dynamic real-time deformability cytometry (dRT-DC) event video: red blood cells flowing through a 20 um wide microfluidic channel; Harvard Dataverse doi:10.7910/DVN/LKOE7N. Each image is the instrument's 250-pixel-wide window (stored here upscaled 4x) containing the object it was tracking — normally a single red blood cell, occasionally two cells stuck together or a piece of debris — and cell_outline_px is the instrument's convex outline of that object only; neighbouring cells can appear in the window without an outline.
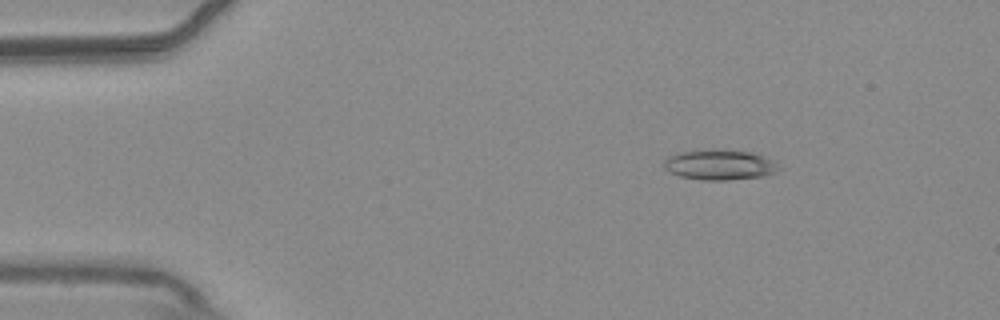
{"species": "common noctule bat (a hibernating species)", "species_latin": "Nyctalus noctula", "temperature_condition": "warm", "stored_images_in_passage": 56, "camera_frame_rate_fps": 3000, "um_per_image_px": 0.085, "animal": {"sex": "male", "body_mass_g": 20.4}, "frame": {"image": 1, "passage_image": 9, "time_ms": 2.667, "image_size_px": [1000, 320], "cell_outline_px": [[784, 168], [776, 172], [764, 176], [724, 180], [704, 180], [680, 176], [664, 168], [664, 160], [668, 156], [684, 152], [756, 152], [764, 156]], "centroid_in_image_um": [61.24, 14.05], "position_along_channel_um": 23.8, "area_um2": 19.36}}
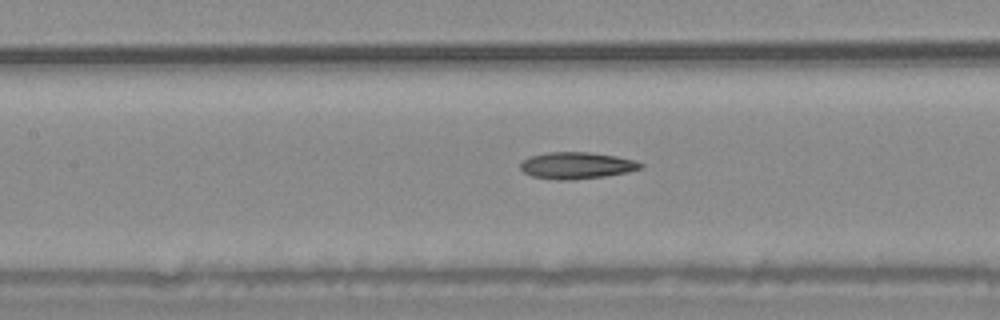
{"frame": {"image": 2, "passage_image": 26, "time_ms": 8.333, "image_size_px": [1000, 320], "cell_outline_px": [[644, 168], [628, 172], [604, 176], [572, 180], [560, 180], [532, 176], [524, 172], [520, 168], [520, 164], [524, 160], [532, 156], [548, 152], [588, 152], [616, 156], [636, 160], [644, 164]], "centroid_in_image_um": [49.07, 14.06], "position_along_channel_um": 158.3, "area_um2": 18.67}}
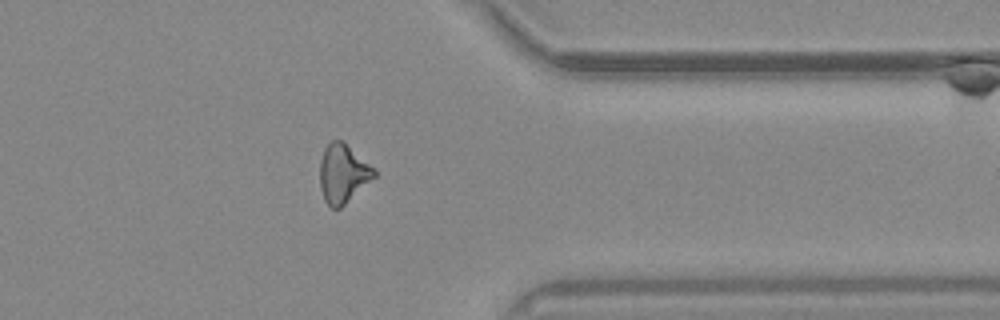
{"frame": {"image": 3, "passage_image": 45, "time_ms": 14.667, "image_size_px": [1000, 320], "cell_outline_px": [[376, 176], [340, 208], [332, 208], [324, 200], [320, 188], [320, 160], [324, 148], [332, 140], [344, 140], [376, 168]], "centroid_in_image_um": [29.17, 14.71], "position_along_channel_um": 382.2, "area_um2": 18.84}}